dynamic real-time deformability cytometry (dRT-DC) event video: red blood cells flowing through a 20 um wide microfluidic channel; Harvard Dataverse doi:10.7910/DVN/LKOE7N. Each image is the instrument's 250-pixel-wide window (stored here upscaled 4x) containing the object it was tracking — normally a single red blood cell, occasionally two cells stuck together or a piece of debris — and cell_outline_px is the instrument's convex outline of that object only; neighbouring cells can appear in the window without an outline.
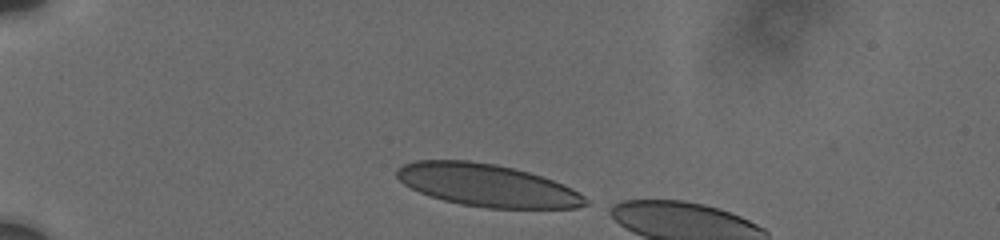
{"species": "human", "species_latin": "Homo sapiens", "temperature_condition": "cold", "stored_images_in_passage": 11, "camera_frame_rate_fps": 3000, "um_per_image_px": 0.085, "donor": {"sex": "male"}, "frame": {"image": 1, "passage_image": 1, "time_ms": 0.0, "image_size_px": [1000, 240], "cell_outline_px": [[588, 204], [576, 208], [488, 208], [460, 204], [428, 196], [404, 184], [396, 176], [396, 168], [404, 164], [416, 160], [468, 160], [496, 164], [528, 172], [564, 184], [580, 192], [588, 200]], "centroid_in_image_um": [41.4, 15.75], "position_along_channel_um": 43.6, "area_um2": 46.64}}
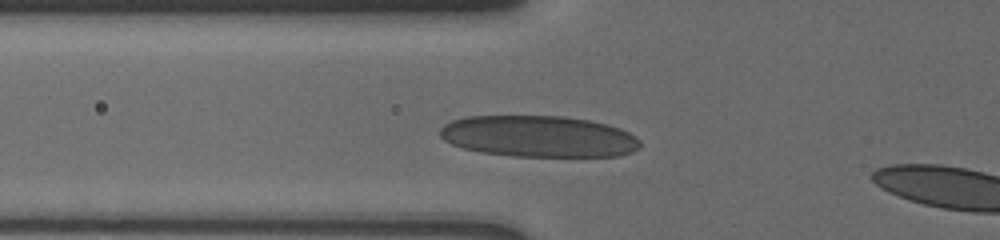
{"frame": {"image": 2, "passage_image": 8, "time_ms": 2.333, "image_size_px": [1000, 240], "cell_outline_px": [[640, 148], [632, 152], [620, 156], [512, 156], [480, 152], [464, 148], [452, 144], [444, 140], [440, 136], [440, 128], [444, 124], [452, 120], [468, 116], [564, 116], [588, 120], [608, 124], [620, 128], [636, 136], [640, 140]], "centroid_in_image_um": [45.8, 11.59], "position_along_channel_um": 80.0, "area_um2": 48.49}}